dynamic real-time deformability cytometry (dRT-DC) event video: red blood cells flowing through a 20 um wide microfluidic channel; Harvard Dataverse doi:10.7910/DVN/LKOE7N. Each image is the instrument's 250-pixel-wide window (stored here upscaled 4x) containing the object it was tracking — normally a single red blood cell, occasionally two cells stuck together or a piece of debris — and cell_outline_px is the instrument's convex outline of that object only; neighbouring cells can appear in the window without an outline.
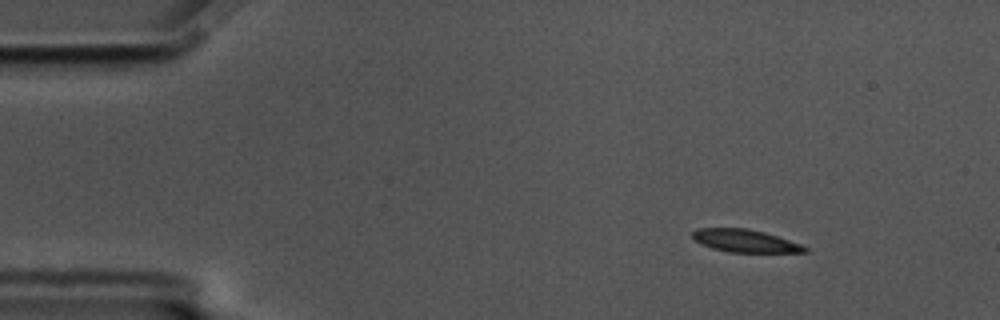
{"species": "common noctule bat (a hibernating species)", "species_latin": "Nyctalus noctula", "temperature_condition": "cold", "stored_images_in_passage": 46, "camera_frame_rate_fps": 3000, "um_per_image_px": 0.085, "animal": {"sex": "male", "body_mass_g": 17.5, "forearm_length_mm": 52.3}, "frame": {"image": 1, "passage_image": 2, "time_ms": 0.333, "image_size_px": [1000, 320], "cell_outline_px": [[808, 252], [728, 252], [712, 248], [700, 244], [692, 236], [692, 232], [696, 228], [748, 228], [764, 232], [800, 244], [808, 248]], "centroid_in_image_um": [63.29, 20.47], "position_along_channel_um": 21.7, "area_um2": 14.74}}
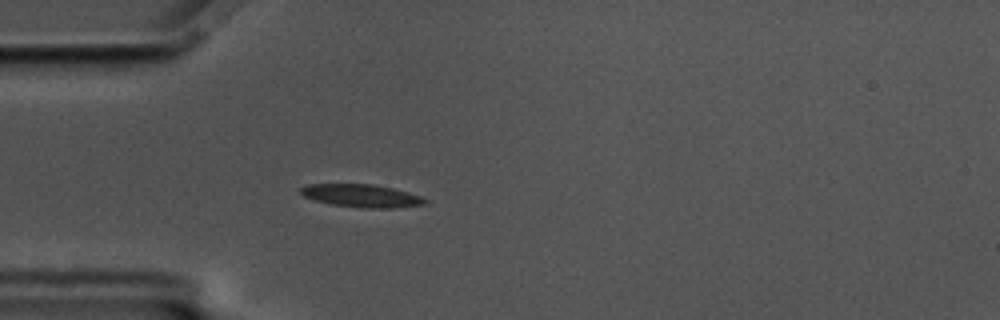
{"frame": {"image": 2, "passage_image": 11, "time_ms": 3.333, "image_size_px": [1000, 320], "cell_outline_px": [[428, 200], [424, 204], [392, 208], [364, 208], [332, 204], [316, 200], [304, 196], [300, 192], [300, 188], [308, 184], [372, 184], [392, 188], [408, 192], [420, 196]], "centroid_in_image_um": [30.73, 16.63], "position_along_channel_um": 54.3, "area_um2": 16.36}, "authors_computed_cell_mechanics": {"area_um2": 16.7909, "velocity_mm_per_s": 3.447, "shape_relaxation_time_tau1_ms": 9.6269, "shape_relaxation_time_tau2_ms": 5.5361, "deformation_change_tau1": 0.2263, "deformation_change_tau2": 0.105}}